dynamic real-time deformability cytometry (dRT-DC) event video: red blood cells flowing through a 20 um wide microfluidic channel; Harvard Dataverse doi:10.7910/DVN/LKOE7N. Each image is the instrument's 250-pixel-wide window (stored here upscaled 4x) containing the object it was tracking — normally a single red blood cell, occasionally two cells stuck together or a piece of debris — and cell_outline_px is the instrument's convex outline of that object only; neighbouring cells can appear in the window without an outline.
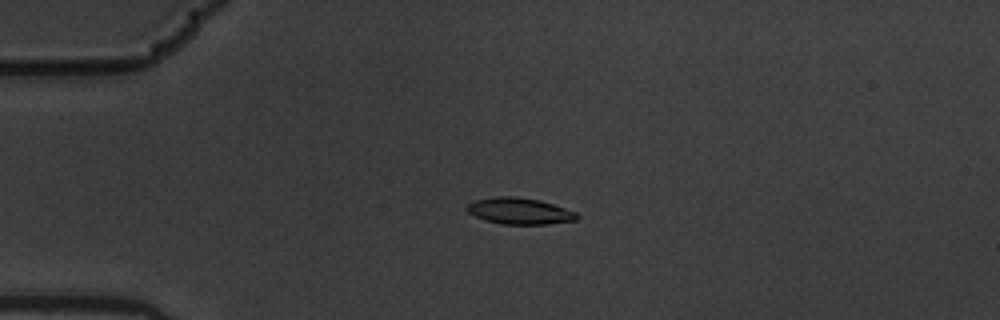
{"species": "common noctule bat (a hibernating species)", "species_latin": "Nyctalus noctula", "temperature_condition": "warm", "stored_images_in_passage": 7, "camera_frame_rate_fps": 3000, "um_per_image_px": 0.085, "animal": {"sex": "male", "body_mass_g": 19.5, "forearm_length_mm": 54.6}, "frame": {"image": 1, "passage_image": 5, "time_ms": 1.333, "image_size_px": [1000, 320], "cell_outline_px": [[580, 216], [576, 220], [548, 224], [504, 224], [484, 220], [468, 212], [464, 208], [468, 204], [476, 200], [496, 196], [516, 196], [540, 200], [576, 212]], "centroid_in_image_um": [44.15, 17.93], "position_along_channel_um": 40.8, "area_um2": 16.88}}
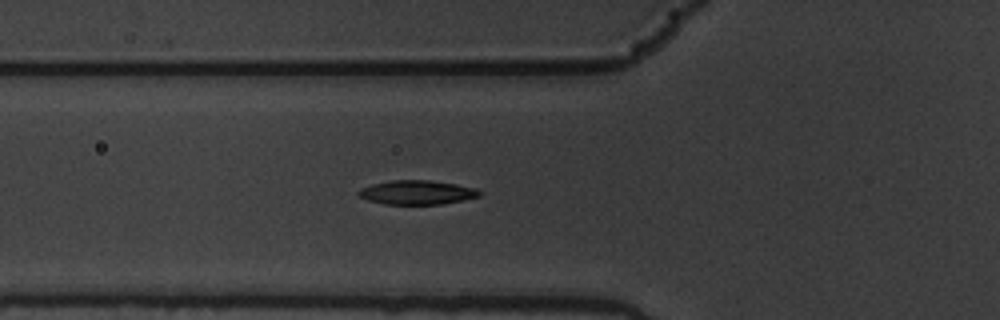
{"frame": {"image": 2, "passage_image": 7, "time_ms": 2.0, "image_size_px": [1000, 320], "cell_outline_px": [[484, 192], [480, 196], [464, 200], [444, 204], [384, 204], [368, 200], [360, 196], [356, 192], [360, 188], [372, 184], [392, 180], [428, 180], [456, 184], [472, 188]], "centroid_in_image_um": [35.44, 16.36], "position_along_channel_um": 90.4, "area_um2": 16.99}}